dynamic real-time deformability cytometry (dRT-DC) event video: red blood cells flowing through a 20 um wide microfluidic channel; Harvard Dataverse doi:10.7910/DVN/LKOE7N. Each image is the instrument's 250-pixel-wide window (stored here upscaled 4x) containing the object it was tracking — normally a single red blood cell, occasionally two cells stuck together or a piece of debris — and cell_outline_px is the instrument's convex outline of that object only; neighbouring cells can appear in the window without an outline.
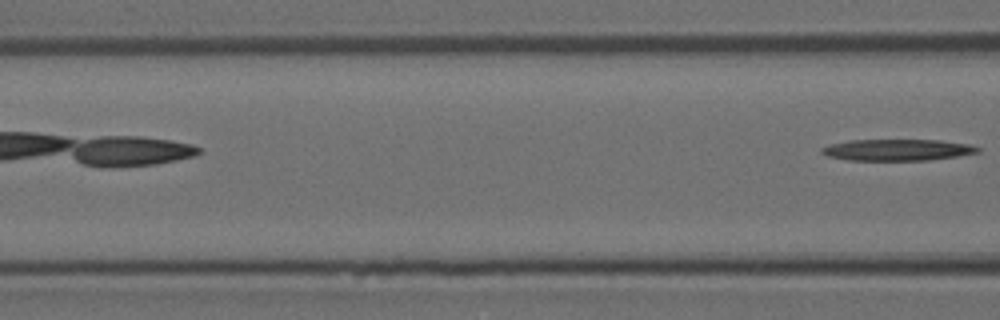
{"species": "Egyptian fruit bat (a non-hibernating species)", "species_latin": "Rousettus aegyptiacus", "temperature_condition": "room temperature", "stored_images_in_passage": 6, "camera_frame_rate_fps": 3000, "um_per_image_px": 0.085, "animal": {"sex": "female"}, "frame": {"image": 1, "passage_image": 6, "time_ms": 6.0, "image_size_px": [1000, 320], "cell_outline_px": [[980, 152], [956, 156], [928, 160], [848, 160], [828, 156], [820, 152], [820, 148], [832, 144], [852, 140], [940, 140], [968, 144], [980, 148]], "centroid_in_image_um": [76.27, 12.74], "position_along_channel_um": 90.3, "area_um2": 19.31}}